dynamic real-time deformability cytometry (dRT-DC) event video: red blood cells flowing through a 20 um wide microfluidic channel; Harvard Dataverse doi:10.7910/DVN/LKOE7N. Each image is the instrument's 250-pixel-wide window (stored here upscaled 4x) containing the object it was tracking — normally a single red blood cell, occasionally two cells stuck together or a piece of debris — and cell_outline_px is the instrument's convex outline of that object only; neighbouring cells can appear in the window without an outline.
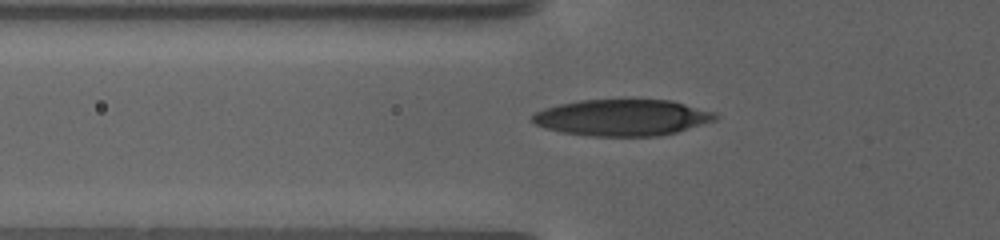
{"species": "human", "species_latin": "Homo sapiens", "temperature_condition": "warm", "stored_images_in_passage": 33, "camera_frame_rate_fps": 3000, "um_per_image_px": 0.085, "donor": {"sex": "female"}, "frame": {"image": 1, "passage_image": 4, "time_ms": 2.0, "image_size_px": [1000, 240], "cell_outline_px": [[720, 116], [716, 120], [676, 132], [660, 136], [588, 136], [560, 132], [544, 128], [536, 124], [532, 120], [532, 116], [536, 112], [544, 108], [560, 104], [580, 100], [624, 96], [672, 100], [716, 112]], "centroid_in_image_um": [52.92, 9.94], "position_along_channel_um": 72.9, "area_um2": 40.23}}
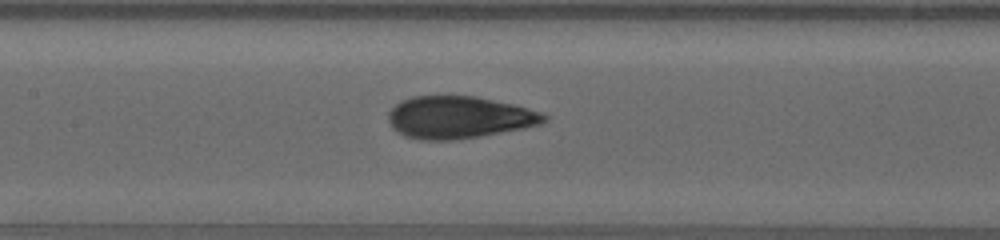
{"frame": {"image": 2, "passage_image": 11, "time_ms": 5.333, "image_size_px": [1000, 240], "cell_outline_px": [[548, 120], [540, 124], [524, 128], [480, 136], [452, 140], [420, 140], [404, 136], [396, 132], [392, 128], [388, 120], [388, 112], [400, 100], [412, 96], [476, 96], [512, 104], [540, 112], [548, 116]], "centroid_in_image_um": [38.97, 9.98], "position_along_channel_um": 168.4, "area_um2": 38.38}}
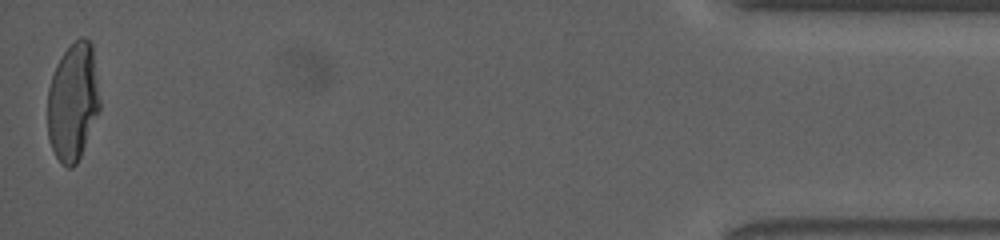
{"frame": {"image": 3, "passage_image": 33, "time_ms": 17.0, "image_size_px": [1000, 240], "cell_outline_px": [[100, 108], [80, 156], [76, 164], [72, 168], [68, 168], [60, 164], [52, 148], [48, 136], [48, 88], [56, 64], [64, 52], [76, 40], [84, 36], [92, 44], [100, 100]], "centroid_in_image_um": [6.19, 8.67], "position_along_channel_um": 429.0, "area_um2": 35.66}, "authors_computed_cell_mechanics": {"area_um2": 37.6278, "velocity_mm_per_s": 2.9007, "shape_relaxation_time_tau1_ms": 6.3472, "shape_relaxation_time_tau2_ms": null, "deformation_change_tau1": 0.2276, "deformation_change_tau2": null}}